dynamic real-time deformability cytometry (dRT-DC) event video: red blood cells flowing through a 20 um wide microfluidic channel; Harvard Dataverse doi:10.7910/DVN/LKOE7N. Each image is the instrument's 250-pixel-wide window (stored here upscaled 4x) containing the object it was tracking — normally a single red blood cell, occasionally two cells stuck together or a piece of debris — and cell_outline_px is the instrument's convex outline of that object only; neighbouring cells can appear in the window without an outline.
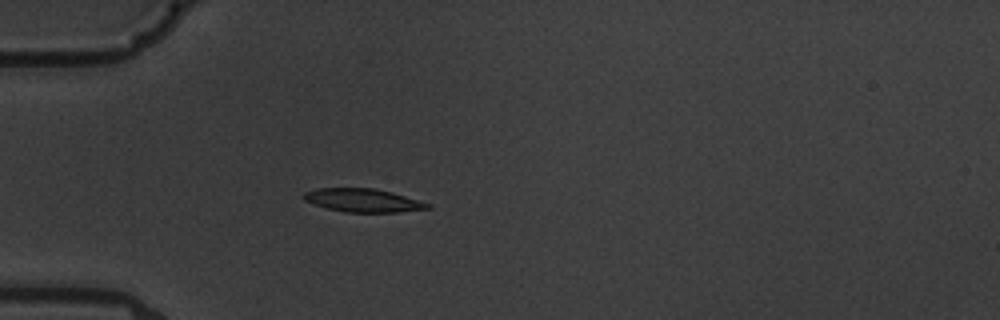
{"species": "common noctule bat (a hibernating species)", "species_latin": "Nyctalus noctula", "temperature_condition": "warm", "stored_images_in_passage": 2, "camera_frame_rate_fps": 3000, "um_per_image_px": 0.085, "animal": {"sex": "male", "body_mass_g": 19.5, "forearm_length_mm": 54.6}, "frame": {"image": 1, "passage_image": 2, "time_ms": 1.0, "image_size_px": [1000, 320], "cell_outline_px": [[432, 208], [400, 212], [344, 212], [328, 208], [304, 200], [300, 196], [304, 192], [316, 188], [372, 188], [392, 192], [432, 204]], "centroid_in_image_um": [30.86, 17.02], "position_along_channel_um": 54.1, "area_um2": 16.88}}